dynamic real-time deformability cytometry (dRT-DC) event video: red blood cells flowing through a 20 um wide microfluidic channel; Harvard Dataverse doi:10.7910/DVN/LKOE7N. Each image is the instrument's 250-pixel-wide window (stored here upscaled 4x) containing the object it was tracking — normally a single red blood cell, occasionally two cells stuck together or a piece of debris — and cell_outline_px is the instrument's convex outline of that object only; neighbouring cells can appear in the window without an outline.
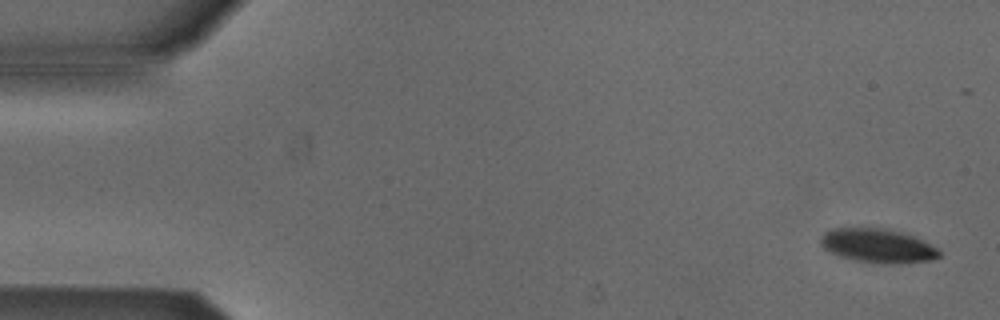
{"species": "Egyptian fruit bat (a non-hibernating species)", "species_latin": "Rousettus aegyptiacus", "temperature_condition": "cold", "stored_images_in_passage": 4, "camera_frame_rate_fps": 3000, "um_per_image_px": 0.085, "animal": {"sex": "male"}, "frame": {"image": 1, "passage_image": 1, "time_ms": 0.0, "image_size_px": [1000, 320], "cell_outline_px": [[940, 256], [932, 260], [888, 264], [856, 260], [840, 256], [824, 248], [820, 244], [820, 236], [824, 232], [836, 228], [884, 228], [900, 232], [912, 236], [940, 248]], "centroid_in_image_um": [74.62, 20.88], "position_along_channel_um": 10.4, "area_um2": 23.24}}
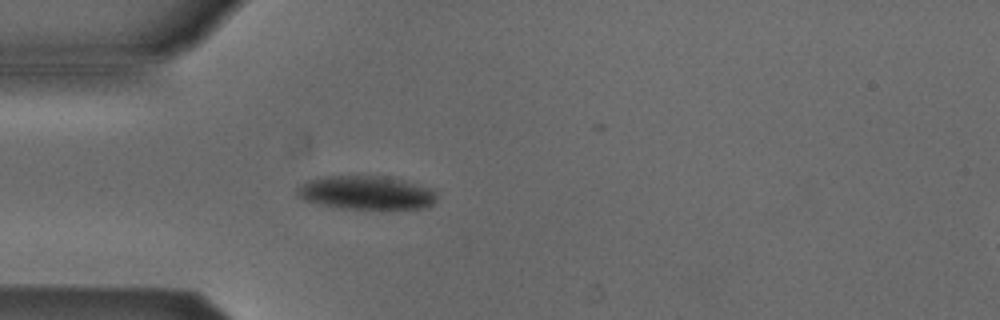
{"frame": {"image": 2, "passage_image": 4, "time_ms": 1.0, "image_size_px": [1000, 320], "cell_outline_px": [[436, 200], [428, 208], [332, 208], [316, 204], [304, 200], [296, 196], [296, 188], [300, 184], [308, 180], [324, 176], [384, 176], [432, 188], [436, 192]], "centroid_in_image_um": [31.06, 16.38], "position_along_channel_um": 53.9, "area_um2": 27.46}}